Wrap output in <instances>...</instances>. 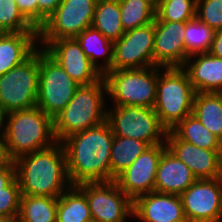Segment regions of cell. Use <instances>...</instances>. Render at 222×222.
Wrapping results in <instances>:
<instances>
[{
  "instance_id": "1",
  "label": "cell",
  "mask_w": 222,
  "mask_h": 222,
  "mask_svg": "<svg viewBox=\"0 0 222 222\" xmlns=\"http://www.w3.org/2000/svg\"><path fill=\"white\" fill-rule=\"evenodd\" d=\"M114 140L107 121L61 141L72 185L111 181L110 155Z\"/></svg>"
},
{
  "instance_id": "2",
  "label": "cell",
  "mask_w": 222,
  "mask_h": 222,
  "mask_svg": "<svg viewBox=\"0 0 222 222\" xmlns=\"http://www.w3.org/2000/svg\"><path fill=\"white\" fill-rule=\"evenodd\" d=\"M21 195L58 198L72 184L61 142L14 161Z\"/></svg>"
},
{
  "instance_id": "3",
  "label": "cell",
  "mask_w": 222,
  "mask_h": 222,
  "mask_svg": "<svg viewBox=\"0 0 222 222\" xmlns=\"http://www.w3.org/2000/svg\"><path fill=\"white\" fill-rule=\"evenodd\" d=\"M3 135L10 161L57 143L53 118L38 106L4 114Z\"/></svg>"
},
{
  "instance_id": "4",
  "label": "cell",
  "mask_w": 222,
  "mask_h": 222,
  "mask_svg": "<svg viewBox=\"0 0 222 222\" xmlns=\"http://www.w3.org/2000/svg\"><path fill=\"white\" fill-rule=\"evenodd\" d=\"M106 97L107 87L103 77L95 83L79 85L67 106L53 118L57 142L105 122Z\"/></svg>"
},
{
  "instance_id": "5",
  "label": "cell",
  "mask_w": 222,
  "mask_h": 222,
  "mask_svg": "<svg viewBox=\"0 0 222 222\" xmlns=\"http://www.w3.org/2000/svg\"><path fill=\"white\" fill-rule=\"evenodd\" d=\"M195 94L189 76L182 67L159 66L153 109L168 131L192 114Z\"/></svg>"
},
{
  "instance_id": "6",
  "label": "cell",
  "mask_w": 222,
  "mask_h": 222,
  "mask_svg": "<svg viewBox=\"0 0 222 222\" xmlns=\"http://www.w3.org/2000/svg\"><path fill=\"white\" fill-rule=\"evenodd\" d=\"M159 66L140 69L108 70L103 74L107 98L112 105L153 108Z\"/></svg>"
},
{
  "instance_id": "7",
  "label": "cell",
  "mask_w": 222,
  "mask_h": 222,
  "mask_svg": "<svg viewBox=\"0 0 222 222\" xmlns=\"http://www.w3.org/2000/svg\"><path fill=\"white\" fill-rule=\"evenodd\" d=\"M39 48L23 63L0 75V109L4 114L37 105Z\"/></svg>"
},
{
  "instance_id": "8",
  "label": "cell",
  "mask_w": 222,
  "mask_h": 222,
  "mask_svg": "<svg viewBox=\"0 0 222 222\" xmlns=\"http://www.w3.org/2000/svg\"><path fill=\"white\" fill-rule=\"evenodd\" d=\"M107 107L106 121L113 135L146 142L149 146L165 143L168 130L153 108L143 106Z\"/></svg>"
},
{
  "instance_id": "9",
  "label": "cell",
  "mask_w": 222,
  "mask_h": 222,
  "mask_svg": "<svg viewBox=\"0 0 222 222\" xmlns=\"http://www.w3.org/2000/svg\"><path fill=\"white\" fill-rule=\"evenodd\" d=\"M79 84L43 49L39 47V86L37 105L54 118L73 98Z\"/></svg>"
},
{
  "instance_id": "10",
  "label": "cell",
  "mask_w": 222,
  "mask_h": 222,
  "mask_svg": "<svg viewBox=\"0 0 222 222\" xmlns=\"http://www.w3.org/2000/svg\"><path fill=\"white\" fill-rule=\"evenodd\" d=\"M97 0H62L38 29V44L76 37L91 26Z\"/></svg>"
},
{
  "instance_id": "11",
  "label": "cell",
  "mask_w": 222,
  "mask_h": 222,
  "mask_svg": "<svg viewBox=\"0 0 222 222\" xmlns=\"http://www.w3.org/2000/svg\"><path fill=\"white\" fill-rule=\"evenodd\" d=\"M76 186L86 195L92 220L127 222V218H133V201L115 181L83 182Z\"/></svg>"
},
{
  "instance_id": "12",
  "label": "cell",
  "mask_w": 222,
  "mask_h": 222,
  "mask_svg": "<svg viewBox=\"0 0 222 222\" xmlns=\"http://www.w3.org/2000/svg\"><path fill=\"white\" fill-rule=\"evenodd\" d=\"M155 20L126 31L113 42V61L109 70L140 69L154 66Z\"/></svg>"
},
{
  "instance_id": "13",
  "label": "cell",
  "mask_w": 222,
  "mask_h": 222,
  "mask_svg": "<svg viewBox=\"0 0 222 222\" xmlns=\"http://www.w3.org/2000/svg\"><path fill=\"white\" fill-rule=\"evenodd\" d=\"M180 197L188 222H222V177L197 179Z\"/></svg>"
},
{
  "instance_id": "14",
  "label": "cell",
  "mask_w": 222,
  "mask_h": 222,
  "mask_svg": "<svg viewBox=\"0 0 222 222\" xmlns=\"http://www.w3.org/2000/svg\"><path fill=\"white\" fill-rule=\"evenodd\" d=\"M39 47L43 48L79 85H89L103 77L90 62L75 37L52 40L49 44H39Z\"/></svg>"
},
{
  "instance_id": "15",
  "label": "cell",
  "mask_w": 222,
  "mask_h": 222,
  "mask_svg": "<svg viewBox=\"0 0 222 222\" xmlns=\"http://www.w3.org/2000/svg\"><path fill=\"white\" fill-rule=\"evenodd\" d=\"M166 143L148 147L138 158L116 178L118 187L132 200L154 191L159 160Z\"/></svg>"
},
{
  "instance_id": "16",
  "label": "cell",
  "mask_w": 222,
  "mask_h": 222,
  "mask_svg": "<svg viewBox=\"0 0 222 222\" xmlns=\"http://www.w3.org/2000/svg\"><path fill=\"white\" fill-rule=\"evenodd\" d=\"M166 147L185 163L197 179L222 177L221 150L202 149L180 140L171 130L166 135Z\"/></svg>"
},
{
  "instance_id": "17",
  "label": "cell",
  "mask_w": 222,
  "mask_h": 222,
  "mask_svg": "<svg viewBox=\"0 0 222 222\" xmlns=\"http://www.w3.org/2000/svg\"><path fill=\"white\" fill-rule=\"evenodd\" d=\"M185 22L155 21L154 66L185 65Z\"/></svg>"
},
{
  "instance_id": "18",
  "label": "cell",
  "mask_w": 222,
  "mask_h": 222,
  "mask_svg": "<svg viewBox=\"0 0 222 222\" xmlns=\"http://www.w3.org/2000/svg\"><path fill=\"white\" fill-rule=\"evenodd\" d=\"M133 217L141 222H188L180 195L156 191L133 201Z\"/></svg>"
},
{
  "instance_id": "19",
  "label": "cell",
  "mask_w": 222,
  "mask_h": 222,
  "mask_svg": "<svg viewBox=\"0 0 222 222\" xmlns=\"http://www.w3.org/2000/svg\"><path fill=\"white\" fill-rule=\"evenodd\" d=\"M182 68L196 93H222V58L209 52L195 54L187 58Z\"/></svg>"
},
{
  "instance_id": "20",
  "label": "cell",
  "mask_w": 222,
  "mask_h": 222,
  "mask_svg": "<svg viewBox=\"0 0 222 222\" xmlns=\"http://www.w3.org/2000/svg\"><path fill=\"white\" fill-rule=\"evenodd\" d=\"M196 180L185 163L167 148L163 151L157 167L154 191L181 195Z\"/></svg>"
},
{
  "instance_id": "21",
  "label": "cell",
  "mask_w": 222,
  "mask_h": 222,
  "mask_svg": "<svg viewBox=\"0 0 222 222\" xmlns=\"http://www.w3.org/2000/svg\"><path fill=\"white\" fill-rule=\"evenodd\" d=\"M38 48V32L0 33V75L23 63Z\"/></svg>"
},
{
  "instance_id": "22",
  "label": "cell",
  "mask_w": 222,
  "mask_h": 222,
  "mask_svg": "<svg viewBox=\"0 0 222 222\" xmlns=\"http://www.w3.org/2000/svg\"><path fill=\"white\" fill-rule=\"evenodd\" d=\"M75 38L90 62L99 72L104 74L111 68L113 61V41L106 38L99 30L92 26L83 30ZM100 58L103 61H100Z\"/></svg>"
},
{
  "instance_id": "23",
  "label": "cell",
  "mask_w": 222,
  "mask_h": 222,
  "mask_svg": "<svg viewBox=\"0 0 222 222\" xmlns=\"http://www.w3.org/2000/svg\"><path fill=\"white\" fill-rule=\"evenodd\" d=\"M192 115L222 141V93H196Z\"/></svg>"
},
{
  "instance_id": "24",
  "label": "cell",
  "mask_w": 222,
  "mask_h": 222,
  "mask_svg": "<svg viewBox=\"0 0 222 222\" xmlns=\"http://www.w3.org/2000/svg\"><path fill=\"white\" fill-rule=\"evenodd\" d=\"M92 220L86 195L72 185L57 198L56 222H89Z\"/></svg>"
},
{
  "instance_id": "25",
  "label": "cell",
  "mask_w": 222,
  "mask_h": 222,
  "mask_svg": "<svg viewBox=\"0 0 222 222\" xmlns=\"http://www.w3.org/2000/svg\"><path fill=\"white\" fill-rule=\"evenodd\" d=\"M171 131L180 140L202 149L222 150V141L192 114L186 116Z\"/></svg>"
},
{
  "instance_id": "26",
  "label": "cell",
  "mask_w": 222,
  "mask_h": 222,
  "mask_svg": "<svg viewBox=\"0 0 222 222\" xmlns=\"http://www.w3.org/2000/svg\"><path fill=\"white\" fill-rule=\"evenodd\" d=\"M91 26L109 40H118L125 33L121 23L119 0H97Z\"/></svg>"
},
{
  "instance_id": "27",
  "label": "cell",
  "mask_w": 222,
  "mask_h": 222,
  "mask_svg": "<svg viewBox=\"0 0 222 222\" xmlns=\"http://www.w3.org/2000/svg\"><path fill=\"white\" fill-rule=\"evenodd\" d=\"M148 147L146 142L129 137L114 136L111 147V181L127 169Z\"/></svg>"
},
{
  "instance_id": "28",
  "label": "cell",
  "mask_w": 222,
  "mask_h": 222,
  "mask_svg": "<svg viewBox=\"0 0 222 222\" xmlns=\"http://www.w3.org/2000/svg\"><path fill=\"white\" fill-rule=\"evenodd\" d=\"M57 198L21 195L19 222H56Z\"/></svg>"
},
{
  "instance_id": "29",
  "label": "cell",
  "mask_w": 222,
  "mask_h": 222,
  "mask_svg": "<svg viewBox=\"0 0 222 222\" xmlns=\"http://www.w3.org/2000/svg\"><path fill=\"white\" fill-rule=\"evenodd\" d=\"M123 30L129 31L150 24L156 18L154 0H119Z\"/></svg>"
},
{
  "instance_id": "30",
  "label": "cell",
  "mask_w": 222,
  "mask_h": 222,
  "mask_svg": "<svg viewBox=\"0 0 222 222\" xmlns=\"http://www.w3.org/2000/svg\"><path fill=\"white\" fill-rule=\"evenodd\" d=\"M215 31L197 17L185 23V63L188 57L209 52Z\"/></svg>"
},
{
  "instance_id": "31",
  "label": "cell",
  "mask_w": 222,
  "mask_h": 222,
  "mask_svg": "<svg viewBox=\"0 0 222 222\" xmlns=\"http://www.w3.org/2000/svg\"><path fill=\"white\" fill-rule=\"evenodd\" d=\"M196 17V0H158L155 21L188 22Z\"/></svg>"
},
{
  "instance_id": "32",
  "label": "cell",
  "mask_w": 222,
  "mask_h": 222,
  "mask_svg": "<svg viewBox=\"0 0 222 222\" xmlns=\"http://www.w3.org/2000/svg\"><path fill=\"white\" fill-rule=\"evenodd\" d=\"M0 32L20 33L38 30L21 14L16 0H0Z\"/></svg>"
},
{
  "instance_id": "33",
  "label": "cell",
  "mask_w": 222,
  "mask_h": 222,
  "mask_svg": "<svg viewBox=\"0 0 222 222\" xmlns=\"http://www.w3.org/2000/svg\"><path fill=\"white\" fill-rule=\"evenodd\" d=\"M196 17L214 31L222 30V0H196Z\"/></svg>"
},
{
  "instance_id": "34",
  "label": "cell",
  "mask_w": 222,
  "mask_h": 222,
  "mask_svg": "<svg viewBox=\"0 0 222 222\" xmlns=\"http://www.w3.org/2000/svg\"><path fill=\"white\" fill-rule=\"evenodd\" d=\"M20 188L17 178L0 191V215L17 220L20 205Z\"/></svg>"
},
{
  "instance_id": "35",
  "label": "cell",
  "mask_w": 222,
  "mask_h": 222,
  "mask_svg": "<svg viewBox=\"0 0 222 222\" xmlns=\"http://www.w3.org/2000/svg\"><path fill=\"white\" fill-rule=\"evenodd\" d=\"M21 14L38 30V3L37 0H16Z\"/></svg>"
},
{
  "instance_id": "36",
  "label": "cell",
  "mask_w": 222,
  "mask_h": 222,
  "mask_svg": "<svg viewBox=\"0 0 222 222\" xmlns=\"http://www.w3.org/2000/svg\"><path fill=\"white\" fill-rule=\"evenodd\" d=\"M62 0H37L38 29L45 23L46 18L59 6Z\"/></svg>"
},
{
  "instance_id": "37",
  "label": "cell",
  "mask_w": 222,
  "mask_h": 222,
  "mask_svg": "<svg viewBox=\"0 0 222 222\" xmlns=\"http://www.w3.org/2000/svg\"><path fill=\"white\" fill-rule=\"evenodd\" d=\"M16 178V168L13 161L0 164V191Z\"/></svg>"
},
{
  "instance_id": "38",
  "label": "cell",
  "mask_w": 222,
  "mask_h": 222,
  "mask_svg": "<svg viewBox=\"0 0 222 222\" xmlns=\"http://www.w3.org/2000/svg\"><path fill=\"white\" fill-rule=\"evenodd\" d=\"M209 53L215 57L222 58V30L215 31Z\"/></svg>"
},
{
  "instance_id": "39",
  "label": "cell",
  "mask_w": 222,
  "mask_h": 222,
  "mask_svg": "<svg viewBox=\"0 0 222 222\" xmlns=\"http://www.w3.org/2000/svg\"><path fill=\"white\" fill-rule=\"evenodd\" d=\"M10 160L8 158L5 146V138L3 134H0V164L8 163Z\"/></svg>"
},
{
  "instance_id": "40",
  "label": "cell",
  "mask_w": 222,
  "mask_h": 222,
  "mask_svg": "<svg viewBox=\"0 0 222 222\" xmlns=\"http://www.w3.org/2000/svg\"><path fill=\"white\" fill-rule=\"evenodd\" d=\"M3 126H4V113L0 109V134H3Z\"/></svg>"
},
{
  "instance_id": "41",
  "label": "cell",
  "mask_w": 222,
  "mask_h": 222,
  "mask_svg": "<svg viewBox=\"0 0 222 222\" xmlns=\"http://www.w3.org/2000/svg\"><path fill=\"white\" fill-rule=\"evenodd\" d=\"M11 221H12L11 218L0 215V222H11Z\"/></svg>"
}]
</instances>
